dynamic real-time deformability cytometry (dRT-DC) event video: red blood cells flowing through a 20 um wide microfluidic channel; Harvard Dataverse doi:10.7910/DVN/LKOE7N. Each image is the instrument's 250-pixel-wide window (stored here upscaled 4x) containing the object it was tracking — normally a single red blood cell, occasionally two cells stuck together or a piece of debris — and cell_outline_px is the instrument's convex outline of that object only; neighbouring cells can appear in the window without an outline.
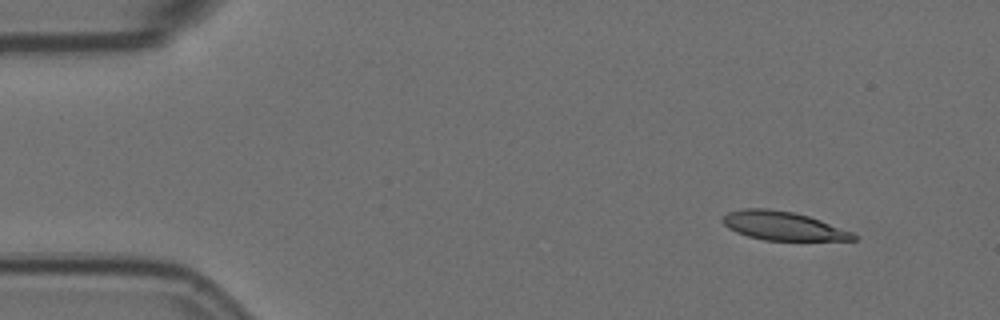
{"species": "Egyptian fruit bat (a non-hibernating species)", "species_latin": "Rousettus aegyptiacus", "temperature_condition": "room temperature", "stored_images_in_passage": 3, "camera_frame_rate_fps": 3000, "um_per_image_px": 0.085, "animal": {"sex": "female"}, "frame": {"image": 1, "passage_image": 1, "time_ms": 0.0, "image_size_px": [1000, 320], "cell_outline_px": [[856, 240], [764, 240], [748, 236], [736, 232], [728, 228], [720, 220], [728, 212], [744, 208], [768, 208], [792, 212], [808, 216], [820, 220], [852, 232], [856, 236]], "centroid_in_image_um": [66.51, 19.19], "position_along_channel_um": 18.5, "area_um2": 21.68}}
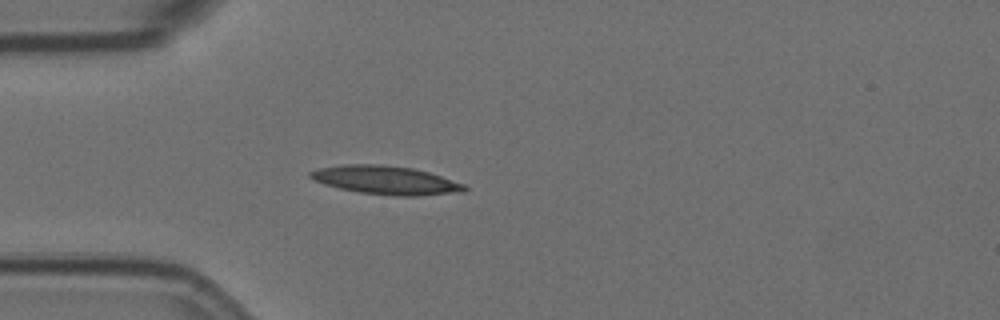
{"frame": {"image": 2, "passage_image": 3, "time_ms": 0.667, "image_size_px": [1000, 320], "cell_outline_px": [[468, 188], [464, 192], [416, 196], [396, 196], [360, 192], [340, 188], [324, 184], [308, 176], [308, 172], [320, 168], [344, 164], [380, 164], [412, 168], [428, 172], [464, 184]], "centroid_in_image_um": [32.8, 15.31], "position_along_channel_um": 52.2, "area_um2": 25.43}}